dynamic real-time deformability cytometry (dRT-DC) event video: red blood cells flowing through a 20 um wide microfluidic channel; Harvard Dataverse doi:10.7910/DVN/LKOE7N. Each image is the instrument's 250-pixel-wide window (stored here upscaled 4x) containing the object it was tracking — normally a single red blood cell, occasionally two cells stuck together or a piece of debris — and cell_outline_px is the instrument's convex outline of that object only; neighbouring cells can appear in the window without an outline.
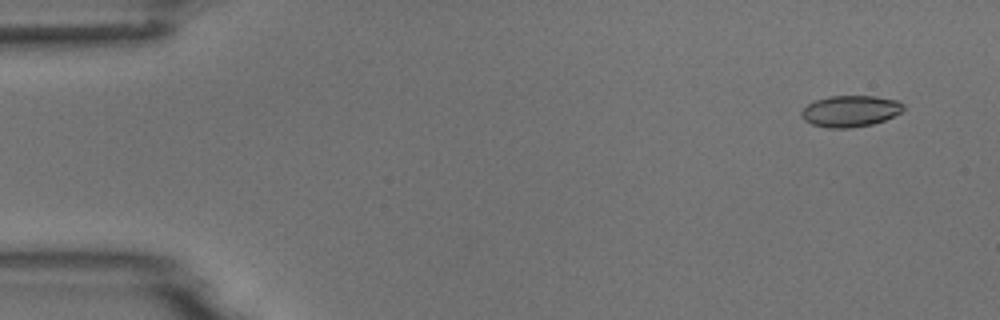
{"species": "common noctule bat (a hibernating species)", "species_latin": "Nyctalus noctula", "temperature_condition": "room temperature", "stored_images_in_passage": 4, "camera_frame_rate_fps": 3000, "um_per_image_px": 0.085, "animal": {"sex": "male", "body_mass_g": 18.8}, "frame": {"image": 1, "passage_image": 1, "time_ms": 0.0, "image_size_px": [1000, 320], "cell_outline_px": [[904, 108], [900, 112], [884, 120], [872, 124], [848, 128], [828, 128], [812, 124], [804, 120], [800, 116], [800, 112], [808, 104], [816, 100], [828, 96], [876, 96], [896, 100], [904, 104]], "centroid_in_image_um": [72.25, 9.44], "position_along_channel_um": 12.8, "area_um2": 18.55}}
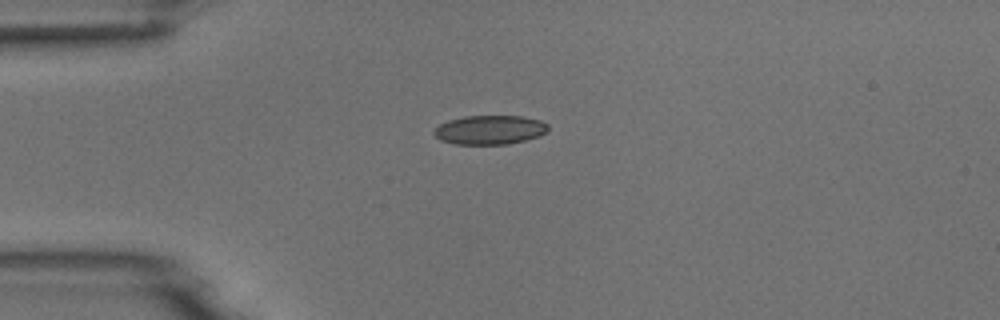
{"frame": {"image": 2, "passage_image": 4, "time_ms": 3.333, "image_size_px": [1000, 320], "cell_outline_px": [[548, 132], [540, 136], [508, 144], [456, 144], [440, 140], [432, 132], [440, 124], [448, 120], [464, 116], [524, 116], [540, 120], [548, 124]], "centroid_in_image_um": [41.65, 11.03], "position_along_channel_um": 43.3, "area_um2": 19.42}}